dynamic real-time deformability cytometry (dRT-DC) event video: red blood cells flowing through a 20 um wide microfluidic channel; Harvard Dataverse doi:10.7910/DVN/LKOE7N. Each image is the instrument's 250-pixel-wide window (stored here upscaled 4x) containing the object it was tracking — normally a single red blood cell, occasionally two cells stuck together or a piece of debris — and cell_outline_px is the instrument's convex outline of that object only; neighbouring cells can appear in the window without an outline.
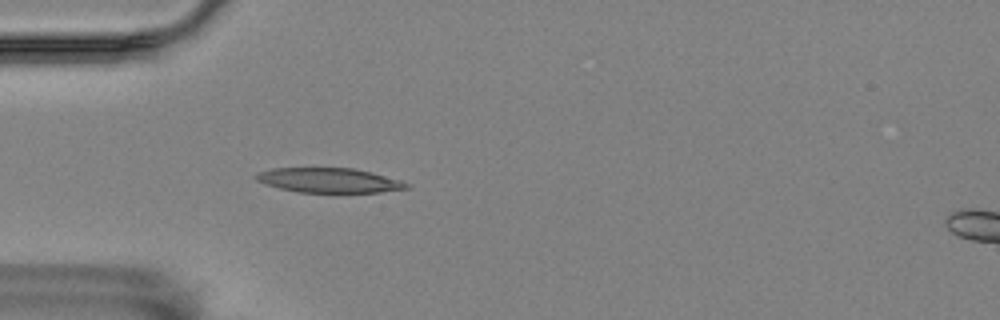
{"species": "Egyptian fruit bat (a non-hibernating species)", "species_latin": "Rousettus aegyptiacus", "temperature_condition": "room temperature", "stored_images_in_passage": 52, "camera_frame_rate_fps": 3000, "um_per_image_px": 0.085, "animal": {"sex": "female"}, "frame": {"image": 1, "passage_image": 12, "time_ms": 3.667, "image_size_px": [1000, 320], "cell_outline_px": [[412, 184], [408, 188], [380, 192], [296, 192], [264, 184], [256, 180], [252, 176], [260, 172], [272, 168], [352, 168], [372, 172], [400, 180]], "centroid_in_image_um": [27.96, 15.32], "position_along_channel_um": 57.0, "area_um2": 21.62}}
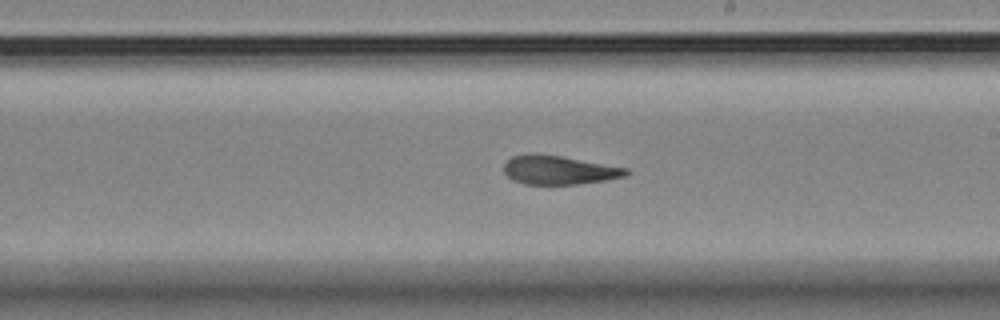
{"frame": {"image": 2, "passage_image": 28, "time_ms": 9.0, "image_size_px": [1000, 320], "cell_outline_px": [[632, 172], [624, 176], [604, 180], [576, 184], [524, 184], [512, 180], [504, 172], [504, 164], [512, 156], [560, 156], [628, 168]], "centroid_in_image_um": [47.55, 14.49], "position_along_channel_um": 241.5, "area_um2": 19.83}}
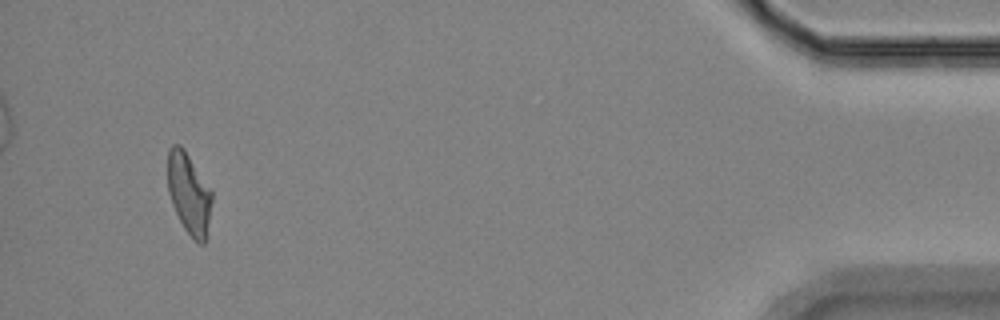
{"frame": {"image": 3, "passage_image": 49, "time_ms": 16.0, "image_size_px": [1000, 320], "cell_outline_px": [[212, 200], [204, 244], [200, 244], [192, 240], [184, 228], [172, 204], [168, 192], [168, 148], [172, 144], [180, 144], [184, 148], [212, 192]], "centroid_in_image_um": [16.04, 16.44], "position_along_channel_um": 419.2, "area_um2": 20.69}, "authors_computed_cell_mechanics": {"area_um2": 21.4438, "velocity_mm_per_s": 3.5389, "shape_relaxation_time_tau1_ms": null, "shape_relaxation_time_tau2_ms": 4.3934, "deformation_change_tau1": null, "deformation_change_tau2": 0.1465}}